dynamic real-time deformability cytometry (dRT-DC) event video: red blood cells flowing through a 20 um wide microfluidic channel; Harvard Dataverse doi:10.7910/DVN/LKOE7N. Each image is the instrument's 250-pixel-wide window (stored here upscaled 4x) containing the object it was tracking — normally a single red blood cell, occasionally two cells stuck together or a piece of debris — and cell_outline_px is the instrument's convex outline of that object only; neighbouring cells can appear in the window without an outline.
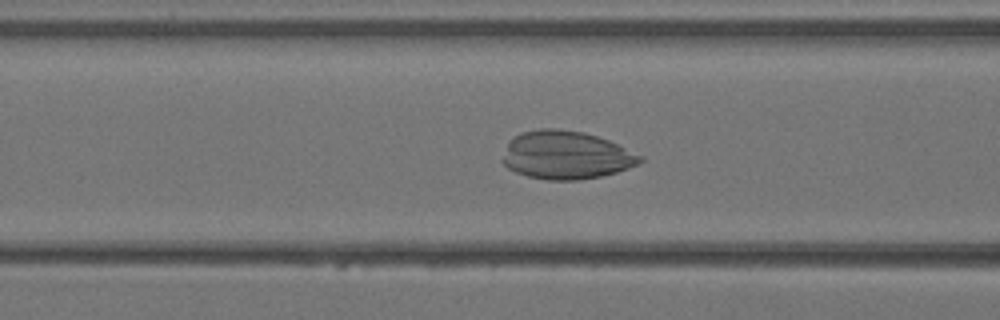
{"species": "Egyptian fruit bat (a non-hibernating species)", "species_latin": "Rousettus aegyptiacus", "temperature_condition": "warm", "stored_images_in_passage": 5, "segment_of_instrument_passage": [1, 2], "camera_frame_rate_fps": 3000, "um_per_image_px": 0.085, "animal": {"sex": "female"}, "frame": {"image": 1, "passage_image": 4, "time_ms": 1.0, "image_size_px": [1000, 320], "cell_outline_px": [[644, 160], [628, 168], [616, 172], [600, 176], [580, 180], [548, 180], [528, 176], [516, 172], [508, 168], [500, 160], [508, 140], [512, 136], [524, 132], [540, 128], [552, 128], [584, 132], [608, 140], [644, 156]], "centroid_in_image_um": [48.08, 13.18], "position_along_channel_um": 118.5, "area_um2": 38.73}}